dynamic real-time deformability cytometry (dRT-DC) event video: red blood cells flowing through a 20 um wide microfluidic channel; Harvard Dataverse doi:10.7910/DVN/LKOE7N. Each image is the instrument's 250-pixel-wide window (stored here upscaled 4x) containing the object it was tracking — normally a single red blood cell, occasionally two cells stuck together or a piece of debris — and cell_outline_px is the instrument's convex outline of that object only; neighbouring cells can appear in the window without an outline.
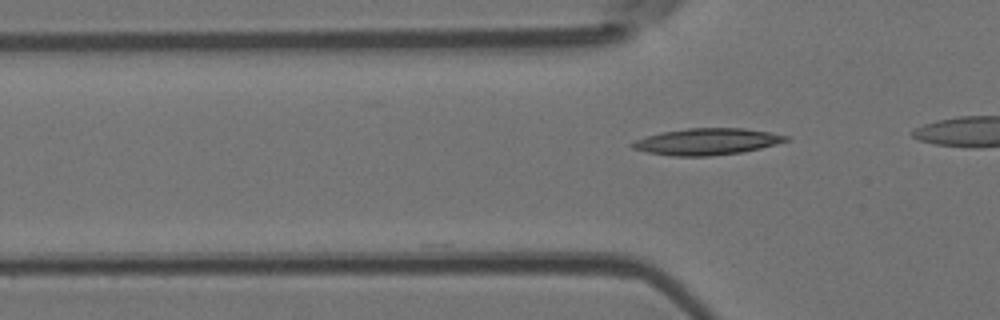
{"species": "Egyptian fruit bat (a non-hibernating species)", "species_latin": "Rousettus aegyptiacus", "temperature_condition": "room temperature", "stored_images_in_passage": 8, "camera_frame_rate_fps": 3000, "um_per_image_px": 0.085, "animal": {"sex": "female"}, "frame": {"image": 1, "passage_image": 3, "time_ms": 2.333, "image_size_px": [1000, 320], "cell_outline_px": [[792, 140], [760, 148], [740, 152], [708, 156], [672, 156], [648, 152], [632, 148], [628, 144], [636, 140], [660, 132], [688, 128], [744, 128], [768, 132], [788, 136]], "centroid_in_image_um": [60.09, 12.03], "position_along_channel_um": 65.7, "area_um2": 23.64}}
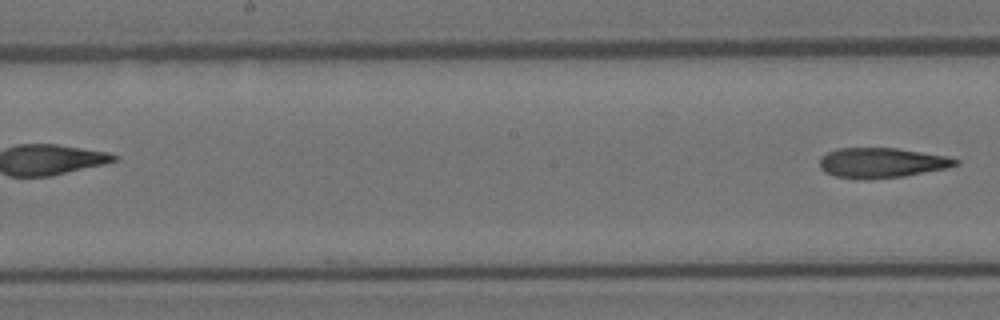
{"frame": {"image": 2, "passage_image": 8, "time_ms": 9.0, "image_size_px": [1000, 320], "cell_outline_px": [[960, 164], [948, 168], [904, 176], [868, 180], [856, 180], [836, 176], [824, 172], [820, 168], [820, 160], [828, 152], [840, 148], [896, 148], [948, 156], [960, 160]], "centroid_in_image_um": [74.97, 13.85], "position_along_channel_um": 173.2, "area_um2": 23.99}}